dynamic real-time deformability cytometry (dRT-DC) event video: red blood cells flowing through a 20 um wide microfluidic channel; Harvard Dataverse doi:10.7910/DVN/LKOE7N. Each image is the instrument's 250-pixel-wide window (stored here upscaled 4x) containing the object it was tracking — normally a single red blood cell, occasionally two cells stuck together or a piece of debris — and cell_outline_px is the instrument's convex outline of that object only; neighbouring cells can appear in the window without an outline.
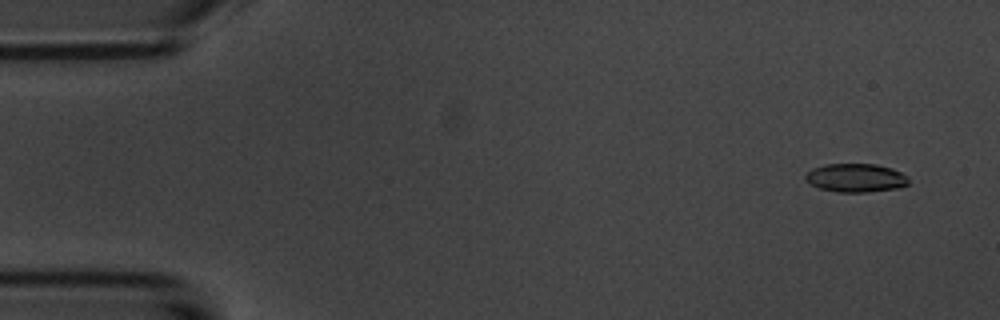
{"species": "common noctule bat (a hibernating species)", "species_latin": "Nyctalus noctula", "temperature_condition": "room temperature", "stored_images_in_passage": 6, "camera_frame_rate_fps": 3000, "um_per_image_px": 0.085, "animal": {"sex": "male", "body_mass_g": 20.1, "forearm_length_mm": 53.5}, "frame": {"image": 1, "passage_image": 2, "time_ms": 1.0, "image_size_px": [1000, 320], "cell_outline_px": [[908, 184], [900, 188], [868, 192], [836, 192], [820, 188], [804, 180], [804, 176], [812, 168], [824, 164], [876, 164], [892, 168], [908, 176]], "centroid_in_image_um": [72.75, 15.12], "position_along_channel_um": 12.3, "area_um2": 17.28}}
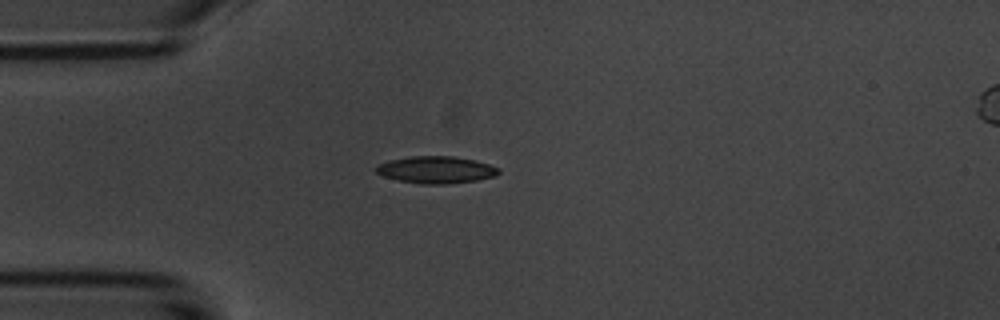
{"frame": {"image": 2, "passage_image": 5, "time_ms": 4.667, "image_size_px": [1000, 320], "cell_outline_px": [[500, 172], [496, 176], [476, 180], [448, 184], [420, 184], [396, 180], [384, 176], [376, 172], [372, 168], [376, 164], [388, 160], [412, 156], [452, 156], [476, 160], [500, 168]], "centroid_in_image_um": [37.03, 14.43], "position_along_channel_um": 48.0, "area_um2": 19.59}}